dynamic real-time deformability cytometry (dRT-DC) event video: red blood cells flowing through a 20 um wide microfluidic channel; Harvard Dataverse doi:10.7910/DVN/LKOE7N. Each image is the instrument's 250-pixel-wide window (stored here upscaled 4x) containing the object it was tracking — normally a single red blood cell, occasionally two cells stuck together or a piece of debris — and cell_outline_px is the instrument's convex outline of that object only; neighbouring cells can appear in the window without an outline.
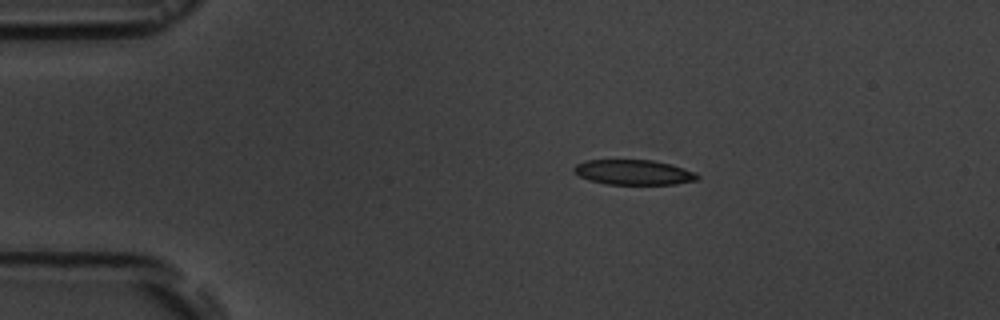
{"species": "common noctule bat (a hibernating species)", "species_latin": "Nyctalus noctula", "temperature_condition": "room temperature", "stored_images_in_passage": 15, "camera_frame_rate_fps": 3000, "um_per_image_px": 0.085, "animal": {"sex": "male", "body_mass_g": 19.5, "forearm_length_mm": 54.6}, "frame": {"image": 1, "passage_image": 2, "time_ms": 1.0, "image_size_px": [1000, 320], "cell_outline_px": [[700, 176], [696, 180], [676, 184], [608, 184], [592, 180], [580, 176], [572, 168], [576, 164], [584, 160], [652, 160], [668, 164], [692, 172]], "centroid_in_image_um": [53.82, 14.64], "position_along_channel_um": 31.2, "area_um2": 17.57}}
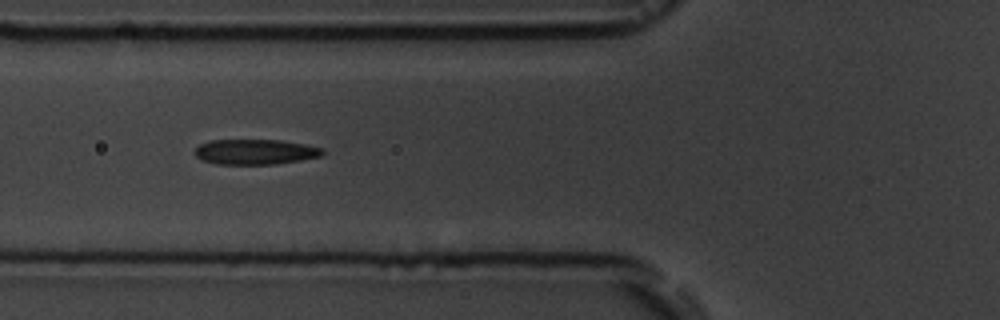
{"frame": {"image": 2, "passage_image": 5, "time_ms": 4.333, "image_size_px": [1000, 320], "cell_outline_px": [[324, 152], [320, 156], [300, 160], [276, 164], [216, 164], [200, 160], [192, 152], [200, 144], [208, 140], [280, 140], [304, 144], [324, 148]], "centroid_in_image_um": [21.65, 12.91], "position_along_channel_um": 104.2, "area_um2": 18.9}}
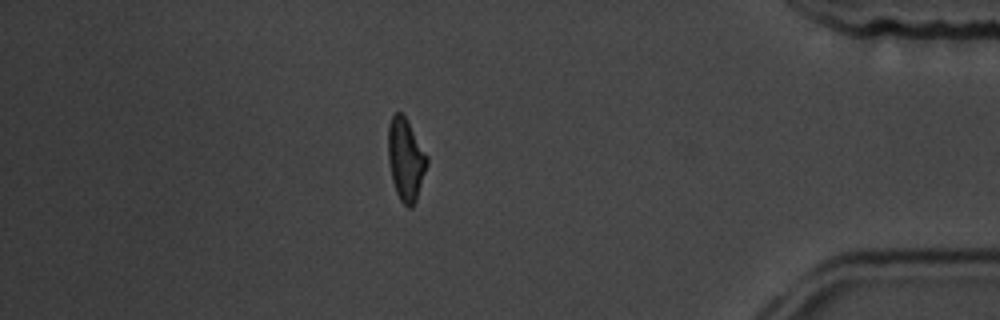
{"frame": {"image": 3, "passage_image": 13, "time_ms": 13.333, "image_size_px": [1000, 320], "cell_outline_px": [[428, 164], [416, 200], [412, 208], [408, 208], [400, 200], [396, 192], [392, 180], [388, 160], [388, 124], [392, 116], [396, 112], [400, 112], [404, 116], [428, 156]], "centroid_in_image_um": [34.48, 13.58], "position_along_channel_um": 400.7, "area_um2": 18.55}, "authors_computed_cell_mechanics": {"area_um2": 18.7272, "velocity_mm_per_s": 3.7324, "shape_relaxation_time_tau1_ms": 2.2019, "shape_relaxation_time_tau2_ms": 2.3258, "deformation_change_tau1": 0.1137, "deformation_change_tau2": 0.0951}}